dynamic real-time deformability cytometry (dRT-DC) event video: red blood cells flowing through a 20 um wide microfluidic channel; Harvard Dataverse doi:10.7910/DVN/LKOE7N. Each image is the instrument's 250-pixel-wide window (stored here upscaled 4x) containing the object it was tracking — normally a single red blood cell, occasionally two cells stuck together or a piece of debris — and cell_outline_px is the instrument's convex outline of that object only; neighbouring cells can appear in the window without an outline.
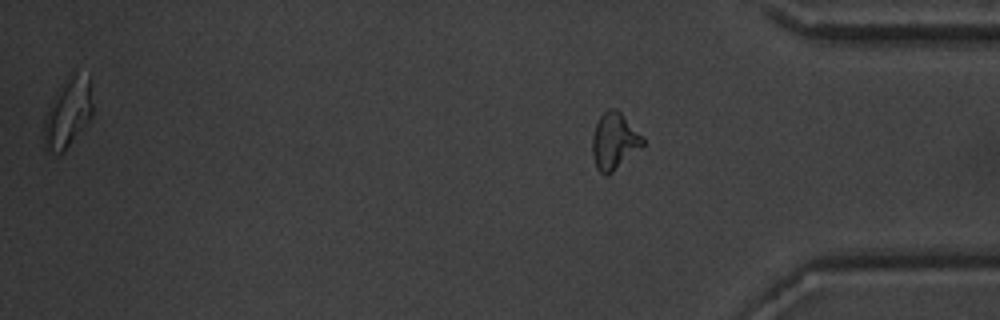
{"species": "common noctule bat (a hibernating species)", "species_latin": "Nyctalus noctula", "temperature_condition": "warm", "stored_images_in_passage": 16, "segment_of_instrument_passage": [2, 2], "camera_frame_rate_fps": 3000, "um_per_image_px": 0.085, "animal": {"sex": "male", "body_mass_g": 20.1, "forearm_length_mm": 53.5}, "frame": {"image": 1, "passage_image": 16, "time_ms": 5.0, "image_size_px": [1000, 320], "cell_outline_px": [[644, 144], [608, 176], [604, 176], [596, 168], [592, 156], [592, 136], [596, 124], [600, 116], [608, 108], [616, 108], [620, 112], [644, 140]], "centroid_in_image_um": [52.16, 12.02], "position_along_channel_um": 383.0, "area_um2": 16.36}}